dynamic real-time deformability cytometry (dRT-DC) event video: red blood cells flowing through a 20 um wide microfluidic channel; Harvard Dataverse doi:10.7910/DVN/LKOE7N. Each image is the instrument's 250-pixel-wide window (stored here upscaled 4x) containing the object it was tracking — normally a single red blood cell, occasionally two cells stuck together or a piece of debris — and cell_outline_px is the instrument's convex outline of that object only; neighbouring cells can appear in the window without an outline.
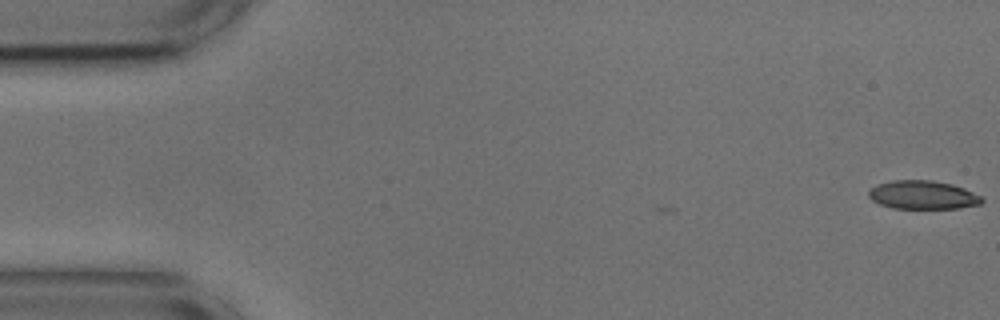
{"species": "common noctule bat (a hibernating species)", "species_latin": "Nyctalus noctula", "temperature_condition": "cold", "stored_images_in_passage": 3, "camera_frame_rate_fps": 3000, "um_per_image_px": 0.085, "animal": {"sex": "male", "body_mass_g": 17.9, "forearm_length_mm": 54.2}, "frame": {"image": 1, "passage_image": 3, "time_ms": 0.667, "image_size_px": [1000, 320], "cell_outline_px": [[984, 200], [980, 204], [956, 208], [892, 208], [880, 204], [872, 200], [868, 196], [868, 192], [876, 184], [892, 180], [932, 180], [952, 184], [964, 188], [980, 196]], "centroid_in_image_um": [78.41, 16.56], "position_along_channel_um": 6.6, "area_um2": 18.73}}